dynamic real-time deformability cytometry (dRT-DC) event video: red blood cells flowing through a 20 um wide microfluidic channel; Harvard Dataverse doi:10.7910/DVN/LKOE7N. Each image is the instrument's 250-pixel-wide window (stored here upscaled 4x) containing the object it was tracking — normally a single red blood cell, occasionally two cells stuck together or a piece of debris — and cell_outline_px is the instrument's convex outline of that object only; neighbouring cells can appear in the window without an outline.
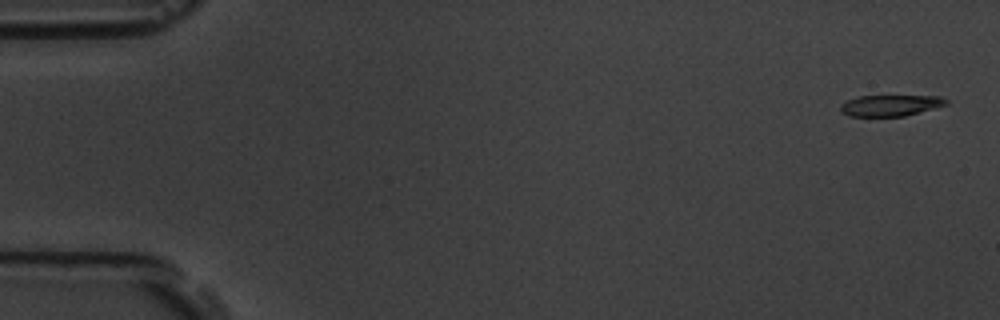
{"species": "common noctule bat (a hibernating species)", "species_latin": "Nyctalus noctula", "temperature_condition": "room temperature", "stored_images_in_passage": 5, "camera_frame_rate_fps": 3000, "um_per_image_px": 0.085, "animal": {"sex": "male", "body_mass_g": 19.5, "forearm_length_mm": 54.6}, "frame": {"image": 1, "passage_image": 1, "time_ms": 0.0, "image_size_px": [1000, 320], "cell_outline_px": [[948, 104], [904, 116], [848, 116], [840, 112], [840, 104], [848, 100], [860, 96], [940, 96], [948, 100]], "centroid_in_image_um": [75.66, 8.96], "position_along_channel_um": 9.3, "area_um2": 12.95}}